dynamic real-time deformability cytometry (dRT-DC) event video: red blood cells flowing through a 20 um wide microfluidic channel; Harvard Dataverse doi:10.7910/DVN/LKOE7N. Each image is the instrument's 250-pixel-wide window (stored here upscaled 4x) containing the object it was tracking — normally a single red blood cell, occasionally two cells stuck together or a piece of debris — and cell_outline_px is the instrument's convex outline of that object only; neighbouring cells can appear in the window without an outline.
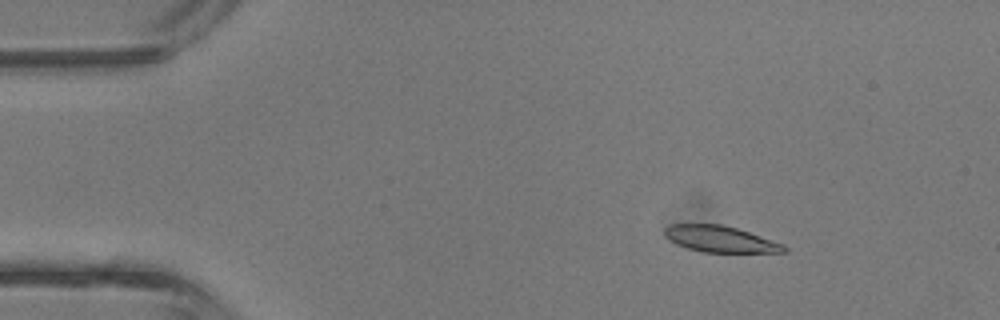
{"species": "common noctule bat (a hibernating species)", "species_latin": "Nyctalus noctula", "temperature_condition": "room temperature", "stored_images_in_passage": 44, "camera_frame_rate_fps": 3000, "um_per_image_px": 0.085, "animal": {"sex": "male", "body_mass_g": 13.3}, "frame": {"image": 1, "passage_image": 7, "time_ms": 2.0, "image_size_px": [1000, 320], "cell_outline_px": [[788, 252], [704, 252], [688, 248], [676, 244], [664, 236], [664, 228], [668, 224], [720, 224], [736, 228], [784, 244], [788, 248]], "centroid_in_image_um": [61.2, 20.32], "position_along_channel_um": 23.8, "area_um2": 18.21}}
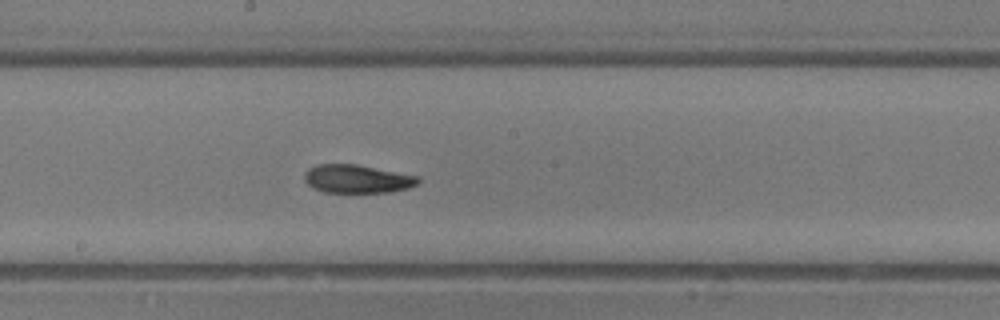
{"frame": {"image": 2, "passage_image": 24, "time_ms": 7.667, "image_size_px": [1000, 320], "cell_outline_px": [[420, 180], [416, 184], [408, 188], [388, 192], [324, 192], [308, 184], [304, 180], [304, 172], [308, 168], [316, 164], [356, 164], [420, 176]], "centroid_in_image_um": [30.35, 15.19], "position_along_channel_um": 217.8, "area_um2": 18.73}}
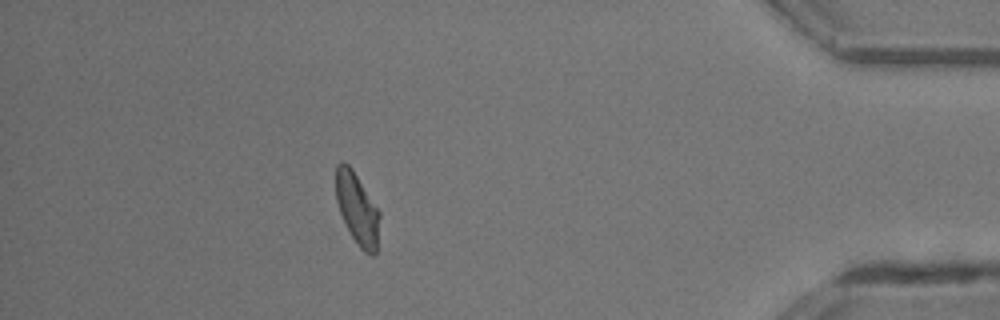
{"frame": {"image": 3, "passage_image": 39, "time_ms": 12.667, "image_size_px": [1000, 320], "cell_outline_px": [[380, 216], [376, 252], [372, 256], [364, 252], [360, 248], [352, 236], [340, 212], [336, 200], [336, 164], [340, 160], [344, 160], [352, 168], [380, 212]], "centroid_in_image_um": [30.36, 17.71], "position_along_channel_um": 404.8, "area_um2": 18.15}, "authors_computed_cell_mechanics": {"area_um2": 18.7272, "velocity_mm_per_s": 4.7533, "shape_relaxation_time_tau1_ms": 6.3819, "shape_relaxation_time_tau2_ms": 3.9833, "deformation_change_tau1": 0.1911, "deformation_change_tau2": 0.1249}}